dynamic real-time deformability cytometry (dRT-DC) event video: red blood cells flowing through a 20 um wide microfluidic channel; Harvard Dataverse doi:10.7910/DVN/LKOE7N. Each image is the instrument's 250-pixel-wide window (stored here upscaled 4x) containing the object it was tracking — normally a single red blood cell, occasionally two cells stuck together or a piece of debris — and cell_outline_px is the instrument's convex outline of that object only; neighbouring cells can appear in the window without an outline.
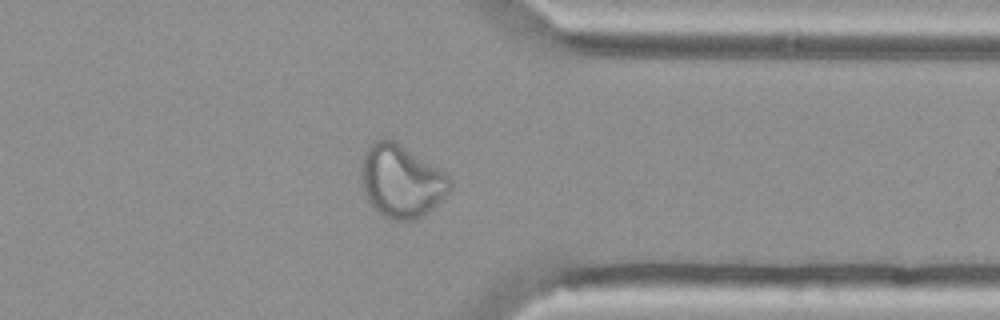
{"species": "Egyptian fruit bat (a non-hibernating species)", "species_latin": "Rousettus aegyptiacus", "temperature_condition": "cold", "stored_images_in_passage": 48, "camera_frame_rate_fps": 3000, "um_per_image_px": 0.085, "animal": {"sex": "female"}, "frame": {"image": 1, "passage_image": 35, "time_ms": 11.333, "image_size_px": [1000, 320], "cell_outline_px": [[452, 184], [448, 192], [432, 208], [420, 216], [412, 220], [396, 220], [384, 216], [368, 200], [364, 192], [360, 180], [360, 168], [364, 156], [368, 148], [376, 140], [384, 136], [400, 144], [444, 172], [452, 180]], "centroid_in_image_um": [34.08, 15.37], "position_along_channel_um": 377.3, "area_um2": 36.99}}